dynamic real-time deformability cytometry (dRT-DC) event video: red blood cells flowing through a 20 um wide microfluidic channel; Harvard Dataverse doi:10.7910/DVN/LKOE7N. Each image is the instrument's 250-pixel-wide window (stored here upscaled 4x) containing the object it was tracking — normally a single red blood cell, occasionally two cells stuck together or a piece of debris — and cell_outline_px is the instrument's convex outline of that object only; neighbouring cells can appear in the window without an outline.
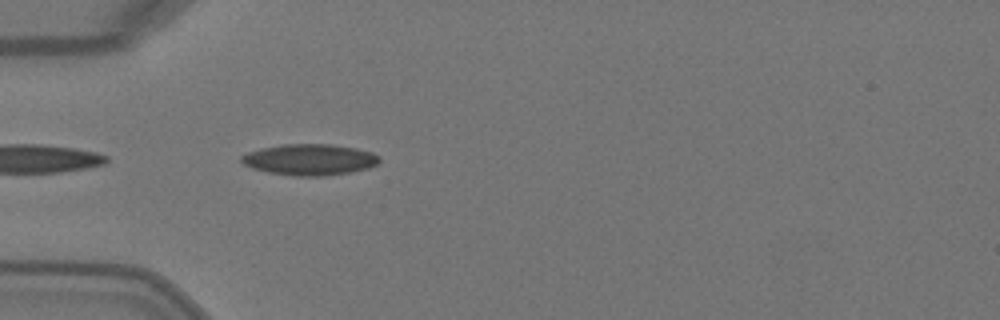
{"species": "Egyptian fruit bat (a non-hibernating species)", "species_latin": "Rousettus aegyptiacus", "temperature_condition": "warm", "stored_images_in_passage": 3, "camera_frame_rate_fps": 3000, "um_per_image_px": 0.085, "animal": {"sex": "female"}, "frame": {"image": 1, "passage_image": 3, "time_ms": 0.667, "image_size_px": [1000, 320], "cell_outline_px": [[380, 160], [376, 164], [368, 168], [348, 172], [324, 176], [292, 176], [268, 172], [252, 168], [244, 164], [240, 160], [240, 156], [248, 152], [260, 148], [280, 144], [332, 144], [356, 148], [372, 152], [380, 156]], "centroid_in_image_um": [26.3, 13.56], "position_along_channel_um": 58.7, "area_um2": 25.14}}